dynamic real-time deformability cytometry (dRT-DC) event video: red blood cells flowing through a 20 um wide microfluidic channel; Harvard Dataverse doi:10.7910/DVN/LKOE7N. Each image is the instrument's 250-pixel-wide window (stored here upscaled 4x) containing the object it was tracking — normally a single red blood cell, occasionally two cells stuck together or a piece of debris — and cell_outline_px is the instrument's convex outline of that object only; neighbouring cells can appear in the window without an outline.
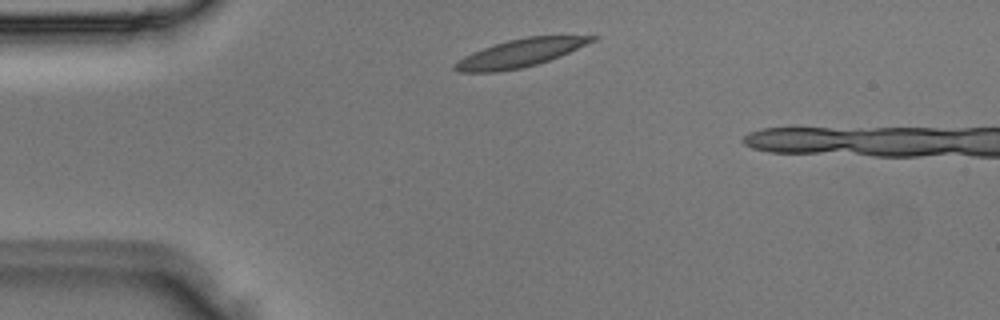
{"species": "Egyptian fruit bat (a non-hibernating species)", "species_latin": "Rousettus aegyptiacus", "temperature_condition": "room temperature", "stored_images_in_passage": 3, "segment_of_instrument_passage": [1, 2], "camera_frame_rate_fps": 3000, "um_per_image_px": 0.085, "animal": {"sex": "male"}, "frame": {"image": 1, "passage_image": 1, "time_ms": 0.0, "image_size_px": [1000, 320], "cell_outline_px": [[600, 36], [596, 40], [560, 56], [536, 64], [520, 68], [500, 72], [456, 72], [452, 68], [452, 64], [456, 60], [472, 52], [508, 40], [524, 36]], "centroid_in_image_um": [44.15, 4.52], "position_along_channel_um": 40.8, "area_um2": 22.25}}